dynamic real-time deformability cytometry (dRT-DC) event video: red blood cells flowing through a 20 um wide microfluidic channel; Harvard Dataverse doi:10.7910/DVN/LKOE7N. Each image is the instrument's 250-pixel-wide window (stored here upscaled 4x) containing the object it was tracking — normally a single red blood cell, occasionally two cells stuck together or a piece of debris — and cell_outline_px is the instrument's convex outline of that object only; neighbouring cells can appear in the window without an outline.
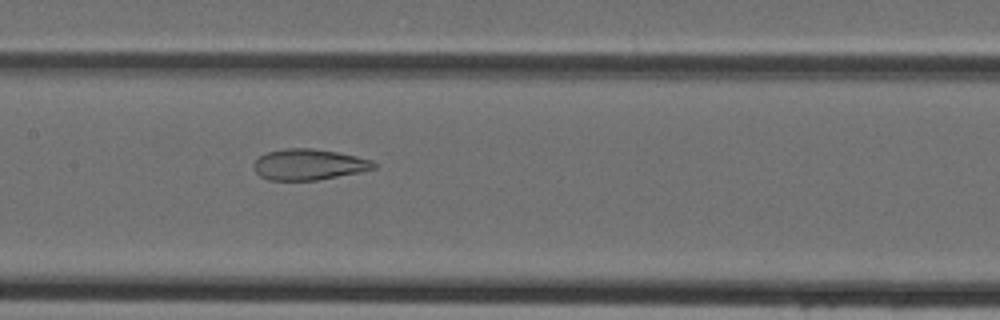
{"species": "Egyptian fruit bat (a non-hibernating species)", "species_latin": "Rousettus aegyptiacus", "temperature_condition": "cold", "stored_images_in_passage": 29, "camera_frame_rate_fps": 3000, "um_per_image_px": 0.085, "animal": {"sex": "female"}, "frame": {"image": 1, "passage_image": 22, "time_ms": 7.0, "image_size_px": [1000, 320], "cell_outline_px": [[376, 168], [360, 172], [316, 180], [268, 180], [260, 176], [252, 168], [252, 164], [260, 156], [268, 152], [288, 148], [312, 148], [336, 152], [356, 156], [372, 160], [376, 164]], "centroid_in_image_um": [26.23, 13.98], "position_along_channel_um": 181.2, "area_um2": 21.56}}
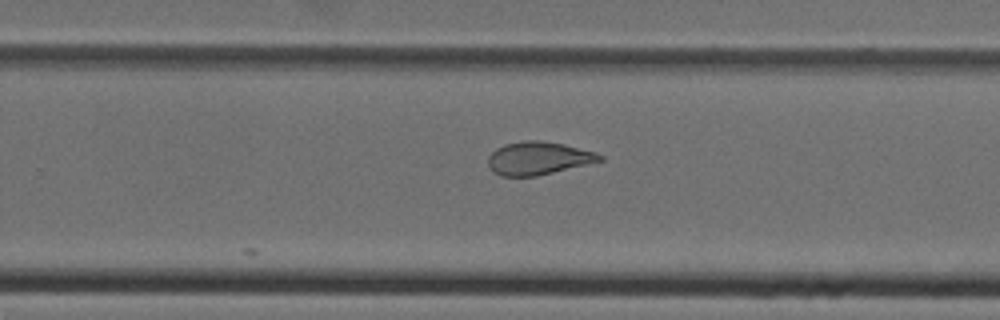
{"frame": {"image": 2, "passage_image": 29, "time_ms": 9.333, "image_size_px": [1000, 320], "cell_outline_px": [[604, 160], [588, 164], [536, 176], [500, 176], [492, 172], [488, 164], [488, 156], [496, 148], [504, 144], [524, 140], [540, 140], [564, 144], [596, 152], [604, 156]], "centroid_in_image_um": [45.74, 13.44], "position_along_channel_um": 284.1, "area_um2": 21.62}}